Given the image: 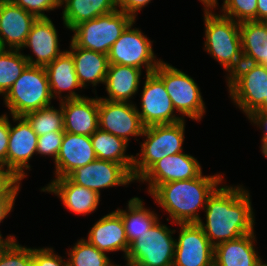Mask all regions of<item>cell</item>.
Masks as SVG:
<instances>
[{
    "label": "cell",
    "instance_id": "7a4b0ae2",
    "mask_svg": "<svg viewBox=\"0 0 267 266\" xmlns=\"http://www.w3.org/2000/svg\"><path fill=\"white\" fill-rule=\"evenodd\" d=\"M223 176L202 173L189 180L173 181L158 185L150 195L170 215L173 223H198V210L205 209L208 197L220 186ZM219 185V186H218Z\"/></svg>",
    "mask_w": 267,
    "mask_h": 266
},
{
    "label": "cell",
    "instance_id": "f35d334b",
    "mask_svg": "<svg viewBox=\"0 0 267 266\" xmlns=\"http://www.w3.org/2000/svg\"><path fill=\"white\" fill-rule=\"evenodd\" d=\"M33 266H67V261L54 253L53 248H33Z\"/></svg>",
    "mask_w": 267,
    "mask_h": 266
},
{
    "label": "cell",
    "instance_id": "4dcf8cb0",
    "mask_svg": "<svg viewBox=\"0 0 267 266\" xmlns=\"http://www.w3.org/2000/svg\"><path fill=\"white\" fill-rule=\"evenodd\" d=\"M28 65L19 50L0 49V95H6Z\"/></svg>",
    "mask_w": 267,
    "mask_h": 266
},
{
    "label": "cell",
    "instance_id": "83f0119b",
    "mask_svg": "<svg viewBox=\"0 0 267 266\" xmlns=\"http://www.w3.org/2000/svg\"><path fill=\"white\" fill-rule=\"evenodd\" d=\"M60 5L65 6L62 19L64 26L70 30L82 22L118 9L114 0H60Z\"/></svg>",
    "mask_w": 267,
    "mask_h": 266
},
{
    "label": "cell",
    "instance_id": "484cf974",
    "mask_svg": "<svg viewBox=\"0 0 267 266\" xmlns=\"http://www.w3.org/2000/svg\"><path fill=\"white\" fill-rule=\"evenodd\" d=\"M141 69L132 66L109 64L105 78L107 98L113 102H130L140 85Z\"/></svg>",
    "mask_w": 267,
    "mask_h": 266
},
{
    "label": "cell",
    "instance_id": "681fc988",
    "mask_svg": "<svg viewBox=\"0 0 267 266\" xmlns=\"http://www.w3.org/2000/svg\"><path fill=\"white\" fill-rule=\"evenodd\" d=\"M262 153L267 158V145L262 149Z\"/></svg>",
    "mask_w": 267,
    "mask_h": 266
},
{
    "label": "cell",
    "instance_id": "d4e9b609",
    "mask_svg": "<svg viewBox=\"0 0 267 266\" xmlns=\"http://www.w3.org/2000/svg\"><path fill=\"white\" fill-rule=\"evenodd\" d=\"M69 49L74 59V68L78 80L85 88L91 83L96 86L104 84L109 67L108 56L93 50L77 47L72 41Z\"/></svg>",
    "mask_w": 267,
    "mask_h": 266
},
{
    "label": "cell",
    "instance_id": "7402d4cb",
    "mask_svg": "<svg viewBox=\"0 0 267 266\" xmlns=\"http://www.w3.org/2000/svg\"><path fill=\"white\" fill-rule=\"evenodd\" d=\"M87 241L103 252L123 251L124 257L130 247L121 215L116 210L103 216L93 225Z\"/></svg>",
    "mask_w": 267,
    "mask_h": 266
},
{
    "label": "cell",
    "instance_id": "ee69618b",
    "mask_svg": "<svg viewBox=\"0 0 267 266\" xmlns=\"http://www.w3.org/2000/svg\"><path fill=\"white\" fill-rule=\"evenodd\" d=\"M257 21L267 22V0H258Z\"/></svg>",
    "mask_w": 267,
    "mask_h": 266
},
{
    "label": "cell",
    "instance_id": "44dd1931",
    "mask_svg": "<svg viewBox=\"0 0 267 266\" xmlns=\"http://www.w3.org/2000/svg\"><path fill=\"white\" fill-rule=\"evenodd\" d=\"M41 191L56 194L68 210L78 215L94 212L100 202L97 192L73 183L68 177L51 180Z\"/></svg>",
    "mask_w": 267,
    "mask_h": 266
},
{
    "label": "cell",
    "instance_id": "5bb4252c",
    "mask_svg": "<svg viewBox=\"0 0 267 266\" xmlns=\"http://www.w3.org/2000/svg\"><path fill=\"white\" fill-rule=\"evenodd\" d=\"M73 183L100 194V189L128 185L134 181L132 173L122 164L99 160L76 168L67 176Z\"/></svg>",
    "mask_w": 267,
    "mask_h": 266
},
{
    "label": "cell",
    "instance_id": "f546056e",
    "mask_svg": "<svg viewBox=\"0 0 267 266\" xmlns=\"http://www.w3.org/2000/svg\"><path fill=\"white\" fill-rule=\"evenodd\" d=\"M127 208V211L118 208L116 211L121 215L126 237L131 245L143 233L148 232L159 218L156 213L144 207L139 197H132Z\"/></svg>",
    "mask_w": 267,
    "mask_h": 266
},
{
    "label": "cell",
    "instance_id": "8fae6325",
    "mask_svg": "<svg viewBox=\"0 0 267 266\" xmlns=\"http://www.w3.org/2000/svg\"><path fill=\"white\" fill-rule=\"evenodd\" d=\"M141 96V111L137 109V112L144 127L184 120L174 114L175 109L165 85L154 72L146 74Z\"/></svg>",
    "mask_w": 267,
    "mask_h": 266
},
{
    "label": "cell",
    "instance_id": "cb8c5ba5",
    "mask_svg": "<svg viewBox=\"0 0 267 266\" xmlns=\"http://www.w3.org/2000/svg\"><path fill=\"white\" fill-rule=\"evenodd\" d=\"M254 232L214 246V266H254L260 259Z\"/></svg>",
    "mask_w": 267,
    "mask_h": 266
},
{
    "label": "cell",
    "instance_id": "3957f363",
    "mask_svg": "<svg viewBox=\"0 0 267 266\" xmlns=\"http://www.w3.org/2000/svg\"><path fill=\"white\" fill-rule=\"evenodd\" d=\"M205 51L228 71L230 77L244 62L241 49L240 23L204 11Z\"/></svg>",
    "mask_w": 267,
    "mask_h": 266
},
{
    "label": "cell",
    "instance_id": "52a82bcc",
    "mask_svg": "<svg viewBox=\"0 0 267 266\" xmlns=\"http://www.w3.org/2000/svg\"><path fill=\"white\" fill-rule=\"evenodd\" d=\"M175 230L155 224L137 238L129 247L125 257L127 266H173L175 241L172 235Z\"/></svg>",
    "mask_w": 267,
    "mask_h": 266
},
{
    "label": "cell",
    "instance_id": "5b68a950",
    "mask_svg": "<svg viewBox=\"0 0 267 266\" xmlns=\"http://www.w3.org/2000/svg\"><path fill=\"white\" fill-rule=\"evenodd\" d=\"M3 98L13 116L50 106L53 98L45 68L28 65Z\"/></svg>",
    "mask_w": 267,
    "mask_h": 266
},
{
    "label": "cell",
    "instance_id": "c3c4849f",
    "mask_svg": "<svg viewBox=\"0 0 267 266\" xmlns=\"http://www.w3.org/2000/svg\"><path fill=\"white\" fill-rule=\"evenodd\" d=\"M262 258H260L254 266H267V263H263V261H261Z\"/></svg>",
    "mask_w": 267,
    "mask_h": 266
},
{
    "label": "cell",
    "instance_id": "603a6c76",
    "mask_svg": "<svg viewBox=\"0 0 267 266\" xmlns=\"http://www.w3.org/2000/svg\"><path fill=\"white\" fill-rule=\"evenodd\" d=\"M47 73L52 98L59 101L78 99L84 96L77 94L74 89L82 88L74 68V59L69 50L62 52L54 61L44 67ZM69 91L64 97L62 92Z\"/></svg>",
    "mask_w": 267,
    "mask_h": 266
},
{
    "label": "cell",
    "instance_id": "74e56055",
    "mask_svg": "<svg viewBox=\"0 0 267 266\" xmlns=\"http://www.w3.org/2000/svg\"><path fill=\"white\" fill-rule=\"evenodd\" d=\"M20 182L10 171L0 166V198H16Z\"/></svg>",
    "mask_w": 267,
    "mask_h": 266
},
{
    "label": "cell",
    "instance_id": "7c38bea8",
    "mask_svg": "<svg viewBox=\"0 0 267 266\" xmlns=\"http://www.w3.org/2000/svg\"><path fill=\"white\" fill-rule=\"evenodd\" d=\"M99 129L120 137L126 142L130 137L142 136L144 126L132 102H113L99 97Z\"/></svg>",
    "mask_w": 267,
    "mask_h": 266
},
{
    "label": "cell",
    "instance_id": "ab89813d",
    "mask_svg": "<svg viewBox=\"0 0 267 266\" xmlns=\"http://www.w3.org/2000/svg\"><path fill=\"white\" fill-rule=\"evenodd\" d=\"M10 122L7 114L0 116V166L7 167Z\"/></svg>",
    "mask_w": 267,
    "mask_h": 266
},
{
    "label": "cell",
    "instance_id": "2e32d148",
    "mask_svg": "<svg viewBox=\"0 0 267 266\" xmlns=\"http://www.w3.org/2000/svg\"><path fill=\"white\" fill-rule=\"evenodd\" d=\"M202 173L197 159L183 152L166 156L154 163L139 179L149 182V194L158 186L167 182L189 180Z\"/></svg>",
    "mask_w": 267,
    "mask_h": 266
},
{
    "label": "cell",
    "instance_id": "d6986e66",
    "mask_svg": "<svg viewBox=\"0 0 267 266\" xmlns=\"http://www.w3.org/2000/svg\"><path fill=\"white\" fill-rule=\"evenodd\" d=\"M64 132L91 136L99 129V98L82 97L60 101Z\"/></svg>",
    "mask_w": 267,
    "mask_h": 266
},
{
    "label": "cell",
    "instance_id": "277c9868",
    "mask_svg": "<svg viewBox=\"0 0 267 266\" xmlns=\"http://www.w3.org/2000/svg\"><path fill=\"white\" fill-rule=\"evenodd\" d=\"M185 120L173 124L152 125L145 127L142 136L146 139L141 144V153L134 158L132 176L138 180L154 163L169 155L183 151Z\"/></svg>",
    "mask_w": 267,
    "mask_h": 266
},
{
    "label": "cell",
    "instance_id": "d6a6232c",
    "mask_svg": "<svg viewBox=\"0 0 267 266\" xmlns=\"http://www.w3.org/2000/svg\"><path fill=\"white\" fill-rule=\"evenodd\" d=\"M67 253V266H118L111 263L105 252L97 249L86 239H80Z\"/></svg>",
    "mask_w": 267,
    "mask_h": 266
},
{
    "label": "cell",
    "instance_id": "f6af8a7d",
    "mask_svg": "<svg viewBox=\"0 0 267 266\" xmlns=\"http://www.w3.org/2000/svg\"><path fill=\"white\" fill-rule=\"evenodd\" d=\"M15 237L12 235H8L6 239L2 237L0 233V253L10 244L11 241H15Z\"/></svg>",
    "mask_w": 267,
    "mask_h": 266
},
{
    "label": "cell",
    "instance_id": "b9f144b4",
    "mask_svg": "<svg viewBox=\"0 0 267 266\" xmlns=\"http://www.w3.org/2000/svg\"><path fill=\"white\" fill-rule=\"evenodd\" d=\"M248 120L262 128L263 136L261 139V150L267 145V114H251Z\"/></svg>",
    "mask_w": 267,
    "mask_h": 266
},
{
    "label": "cell",
    "instance_id": "ac0fdd59",
    "mask_svg": "<svg viewBox=\"0 0 267 266\" xmlns=\"http://www.w3.org/2000/svg\"><path fill=\"white\" fill-rule=\"evenodd\" d=\"M25 47H29L36 57L34 60L33 56L24 55L31 66L45 67L64 52L60 51L57 30L49 17L37 18L23 48Z\"/></svg>",
    "mask_w": 267,
    "mask_h": 266
},
{
    "label": "cell",
    "instance_id": "60d3db41",
    "mask_svg": "<svg viewBox=\"0 0 267 266\" xmlns=\"http://www.w3.org/2000/svg\"><path fill=\"white\" fill-rule=\"evenodd\" d=\"M116 8L132 16L136 20L137 12L145 7L151 0H114Z\"/></svg>",
    "mask_w": 267,
    "mask_h": 266
},
{
    "label": "cell",
    "instance_id": "8992f818",
    "mask_svg": "<svg viewBox=\"0 0 267 266\" xmlns=\"http://www.w3.org/2000/svg\"><path fill=\"white\" fill-rule=\"evenodd\" d=\"M134 21L132 16L117 9L75 26L71 41L79 48L107 55L111 46Z\"/></svg>",
    "mask_w": 267,
    "mask_h": 266
},
{
    "label": "cell",
    "instance_id": "8d00e7d4",
    "mask_svg": "<svg viewBox=\"0 0 267 266\" xmlns=\"http://www.w3.org/2000/svg\"><path fill=\"white\" fill-rule=\"evenodd\" d=\"M22 9L34 14L37 18H48L44 11L61 7L60 0H11Z\"/></svg>",
    "mask_w": 267,
    "mask_h": 266
},
{
    "label": "cell",
    "instance_id": "4fadbf2b",
    "mask_svg": "<svg viewBox=\"0 0 267 266\" xmlns=\"http://www.w3.org/2000/svg\"><path fill=\"white\" fill-rule=\"evenodd\" d=\"M173 266H214V246L198 223L177 224Z\"/></svg>",
    "mask_w": 267,
    "mask_h": 266
},
{
    "label": "cell",
    "instance_id": "7bdbcfd3",
    "mask_svg": "<svg viewBox=\"0 0 267 266\" xmlns=\"http://www.w3.org/2000/svg\"><path fill=\"white\" fill-rule=\"evenodd\" d=\"M16 198H0V223L12 211Z\"/></svg>",
    "mask_w": 267,
    "mask_h": 266
},
{
    "label": "cell",
    "instance_id": "6da1fadb",
    "mask_svg": "<svg viewBox=\"0 0 267 266\" xmlns=\"http://www.w3.org/2000/svg\"><path fill=\"white\" fill-rule=\"evenodd\" d=\"M206 224L198 225L213 246L254 232L250 193L243 186H220L208 197Z\"/></svg>",
    "mask_w": 267,
    "mask_h": 266
},
{
    "label": "cell",
    "instance_id": "d590c367",
    "mask_svg": "<svg viewBox=\"0 0 267 266\" xmlns=\"http://www.w3.org/2000/svg\"><path fill=\"white\" fill-rule=\"evenodd\" d=\"M63 137L64 132L54 131L43 136H38L37 154L52 156L55 162L62 144Z\"/></svg>",
    "mask_w": 267,
    "mask_h": 266
},
{
    "label": "cell",
    "instance_id": "836d02e7",
    "mask_svg": "<svg viewBox=\"0 0 267 266\" xmlns=\"http://www.w3.org/2000/svg\"><path fill=\"white\" fill-rule=\"evenodd\" d=\"M257 4L258 0H224L221 15L238 23L257 21Z\"/></svg>",
    "mask_w": 267,
    "mask_h": 266
},
{
    "label": "cell",
    "instance_id": "e0dca14e",
    "mask_svg": "<svg viewBox=\"0 0 267 266\" xmlns=\"http://www.w3.org/2000/svg\"><path fill=\"white\" fill-rule=\"evenodd\" d=\"M37 17L14 4L3 0L0 4V49H23ZM7 44V45H6Z\"/></svg>",
    "mask_w": 267,
    "mask_h": 266
},
{
    "label": "cell",
    "instance_id": "e575fe53",
    "mask_svg": "<svg viewBox=\"0 0 267 266\" xmlns=\"http://www.w3.org/2000/svg\"><path fill=\"white\" fill-rule=\"evenodd\" d=\"M0 266H33V249L11 241L0 253Z\"/></svg>",
    "mask_w": 267,
    "mask_h": 266
},
{
    "label": "cell",
    "instance_id": "30bf717a",
    "mask_svg": "<svg viewBox=\"0 0 267 266\" xmlns=\"http://www.w3.org/2000/svg\"><path fill=\"white\" fill-rule=\"evenodd\" d=\"M131 23L111 46L107 54L109 64H120L142 69L145 66L146 74L154 72L161 59H156L152 49V42L139 28H132Z\"/></svg>",
    "mask_w": 267,
    "mask_h": 266
},
{
    "label": "cell",
    "instance_id": "bcb514c9",
    "mask_svg": "<svg viewBox=\"0 0 267 266\" xmlns=\"http://www.w3.org/2000/svg\"><path fill=\"white\" fill-rule=\"evenodd\" d=\"M204 4V11H212L217 5L218 0H200ZM212 8V9H211Z\"/></svg>",
    "mask_w": 267,
    "mask_h": 266
},
{
    "label": "cell",
    "instance_id": "4316f807",
    "mask_svg": "<svg viewBox=\"0 0 267 266\" xmlns=\"http://www.w3.org/2000/svg\"><path fill=\"white\" fill-rule=\"evenodd\" d=\"M240 38L243 61L267 67V22H241Z\"/></svg>",
    "mask_w": 267,
    "mask_h": 266
},
{
    "label": "cell",
    "instance_id": "7dc6e473",
    "mask_svg": "<svg viewBox=\"0 0 267 266\" xmlns=\"http://www.w3.org/2000/svg\"><path fill=\"white\" fill-rule=\"evenodd\" d=\"M252 114H267V97L262 104Z\"/></svg>",
    "mask_w": 267,
    "mask_h": 266
},
{
    "label": "cell",
    "instance_id": "1f68e13d",
    "mask_svg": "<svg viewBox=\"0 0 267 266\" xmlns=\"http://www.w3.org/2000/svg\"><path fill=\"white\" fill-rule=\"evenodd\" d=\"M60 109L53 106L41 108L37 111L29 112L23 117L28 121L37 136H43L47 133L64 132V119L61 105Z\"/></svg>",
    "mask_w": 267,
    "mask_h": 266
},
{
    "label": "cell",
    "instance_id": "f1b7e54d",
    "mask_svg": "<svg viewBox=\"0 0 267 266\" xmlns=\"http://www.w3.org/2000/svg\"><path fill=\"white\" fill-rule=\"evenodd\" d=\"M91 142L97 159L122 164L132 173L135 156L125 155L129 142L100 129L91 135Z\"/></svg>",
    "mask_w": 267,
    "mask_h": 266
},
{
    "label": "cell",
    "instance_id": "9c48e42d",
    "mask_svg": "<svg viewBox=\"0 0 267 266\" xmlns=\"http://www.w3.org/2000/svg\"><path fill=\"white\" fill-rule=\"evenodd\" d=\"M229 95L247 117L267 97V67L261 64L243 62L230 76L226 77Z\"/></svg>",
    "mask_w": 267,
    "mask_h": 266
},
{
    "label": "cell",
    "instance_id": "9a60e30c",
    "mask_svg": "<svg viewBox=\"0 0 267 266\" xmlns=\"http://www.w3.org/2000/svg\"><path fill=\"white\" fill-rule=\"evenodd\" d=\"M12 120L18 124L10 123L7 170L21 181L27 175L24 170L31 168L29 160L37 154L38 136L23 116L12 115Z\"/></svg>",
    "mask_w": 267,
    "mask_h": 266
},
{
    "label": "cell",
    "instance_id": "ba28073f",
    "mask_svg": "<svg viewBox=\"0 0 267 266\" xmlns=\"http://www.w3.org/2000/svg\"><path fill=\"white\" fill-rule=\"evenodd\" d=\"M154 73L163 81L173 107L182 114V119L185 115L200 121L206 108L200 88L193 78L164 61Z\"/></svg>",
    "mask_w": 267,
    "mask_h": 266
},
{
    "label": "cell",
    "instance_id": "ffe728a7",
    "mask_svg": "<svg viewBox=\"0 0 267 266\" xmlns=\"http://www.w3.org/2000/svg\"><path fill=\"white\" fill-rule=\"evenodd\" d=\"M97 159L91 136L64 132L62 144L55 163L56 178L67 177L78 167L85 166Z\"/></svg>",
    "mask_w": 267,
    "mask_h": 266
}]
</instances>
